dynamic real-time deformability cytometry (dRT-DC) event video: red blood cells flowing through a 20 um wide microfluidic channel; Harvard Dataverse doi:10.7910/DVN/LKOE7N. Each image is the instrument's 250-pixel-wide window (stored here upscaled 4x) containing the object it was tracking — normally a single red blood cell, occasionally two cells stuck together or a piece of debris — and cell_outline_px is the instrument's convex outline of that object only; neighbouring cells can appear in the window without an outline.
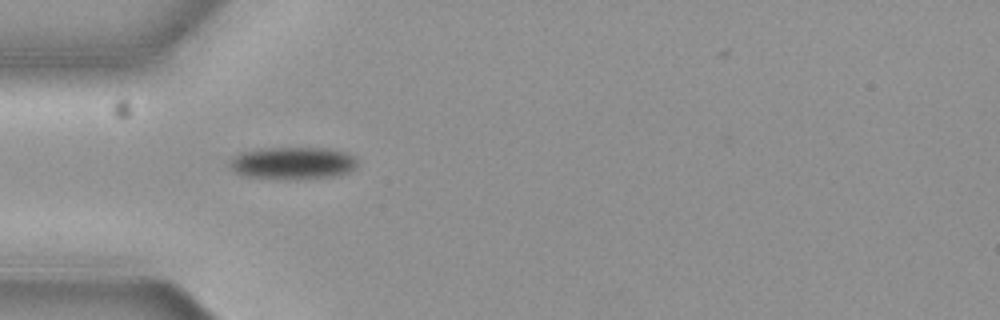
{"species": "common noctule bat (a hibernating species)", "species_latin": "Nyctalus noctula", "temperature_condition": "cold", "stored_images_in_passage": 11, "camera_frame_rate_fps": 3000, "um_per_image_px": 0.085, "animal": {"sex": "female", "body_mass_g": 19.3, "forearm_length_mm": 54.1}, "frame": {"image": 1, "passage_image": 2, "time_ms": 0.333, "image_size_px": [1000, 320], "cell_outline_px": [[356, 164], [348, 172], [332, 176], [284, 180], [244, 176], [236, 172], [228, 164], [236, 156], [244, 152], [268, 148], [324, 148], [344, 152], [352, 156], [356, 160]], "centroid_in_image_um": [24.86, 13.88], "position_along_channel_um": 60.1, "area_um2": 23.58}}
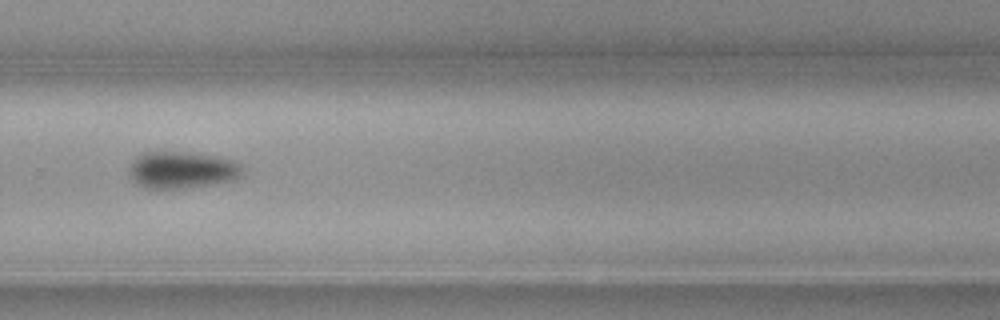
{"frame": {"image": 2, "passage_image": 8, "time_ms": 2.333, "image_size_px": [1000, 320], "cell_outline_px": [[240, 172], [236, 176], [228, 180], [208, 184], [184, 188], [144, 188], [136, 184], [128, 172], [132, 160], [136, 156], [144, 152], [180, 152], [216, 156], [232, 160], [240, 168]], "centroid_in_image_um": [15.32, 14.44], "position_along_channel_um": 314.5, "area_um2": 23.64}}
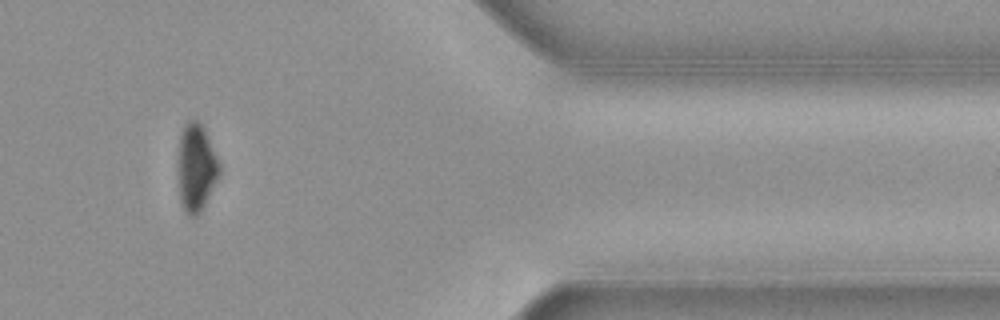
{"frame": {"image": 3, "passage_image": 10, "time_ms": 3.0, "image_size_px": [1000, 320], "cell_outline_px": [[220, 176], [200, 212], [196, 216], [188, 216], [180, 200], [180, 136], [184, 124], [188, 120], [196, 120], [204, 128], [220, 164]], "centroid_in_image_um": [16.72, 14.25], "position_along_channel_um": 394.7, "area_um2": 20.46}}